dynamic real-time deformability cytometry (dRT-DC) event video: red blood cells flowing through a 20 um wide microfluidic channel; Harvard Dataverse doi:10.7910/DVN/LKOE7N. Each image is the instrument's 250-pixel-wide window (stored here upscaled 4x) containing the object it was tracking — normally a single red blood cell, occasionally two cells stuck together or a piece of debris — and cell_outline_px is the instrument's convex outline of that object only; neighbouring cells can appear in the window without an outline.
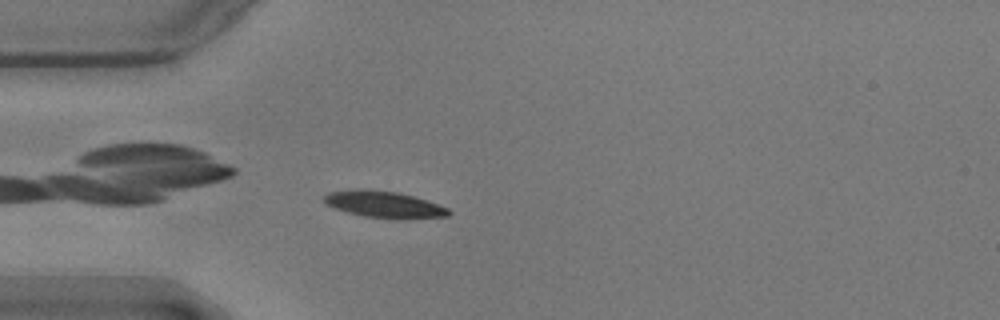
{"species": "common noctule bat (a hibernating species)", "species_latin": "Nyctalus noctula", "temperature_condition": "warm", "stored_images_in_passage": 45, "camera_frame_rate_fps": 3000, "um_per_image_px": 0.085, "animal": {"sex": "male", "body_mass_g": 17.9}, "frame": {"image": 1, "passage_image": 4, "time_ms": 1.0, "image_size_px": [1000, 320], "cell_outline_px": [[452, 212], [448, 216], [404, 220], [400, 220], [364, 216], [348, 212], [324, 204], [324, 196], [328, 192], [352, 188], [368, 188], [400, 192], [448, 208]], "centroid_in_image_um": [32.62, 17.37], "position_along_channel_um": 52.4, "area_um2": 19.71}}
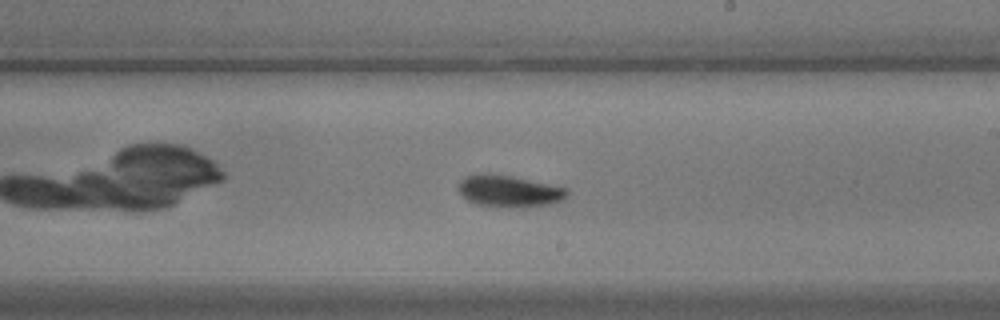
{"frame": {"image": 2, "passage_image": 21, "time_ms": 6.667, "image_size_px": [1000, 320], "cell_outline_px": [[568, 196], [564, 200], [552, 204], [520, 208], [476, 204], [468, 200], [456, 188], [460, 180], [464, 176], [480, 172], [512, 176], [568, 188]], "centroid_in_image_um": [43.28, 16.24], "position_along_channel_um": 245.7, "area_um2": 20.4}}
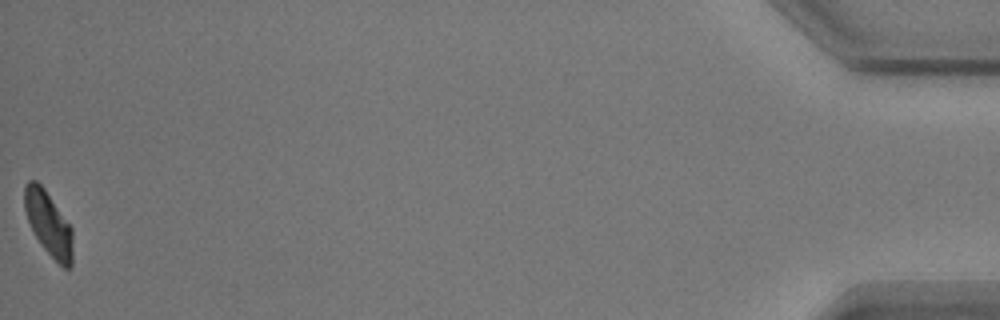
{"frame": {"image": 3, "passage_image": 45, "time_ms": 14.667, "image_size_px": [1000, 320], "cell_outline_px": [[72, 268], [64, 268], [40, 244], [28, 220], [24, 208], [24, 184], [28, 180], [36, 180], [44, 188], [72, 228]], "centroid_in_image_um": [4.12, 18.98], "position_along_channel_um": 431.1, "area_um2": 17.8}, "authors_computed_cell_mechanics": {"area_um2": 19.3052, "velocity_mm_per_s": 3.5435, "shape_relaxation_time_tau1_ms": 3.1452, "shape_relaxation_time_tau2_ms": 2.4137, "deformation_change_tau1": 0.1418, "deformation_change_tau2": 0.069}}